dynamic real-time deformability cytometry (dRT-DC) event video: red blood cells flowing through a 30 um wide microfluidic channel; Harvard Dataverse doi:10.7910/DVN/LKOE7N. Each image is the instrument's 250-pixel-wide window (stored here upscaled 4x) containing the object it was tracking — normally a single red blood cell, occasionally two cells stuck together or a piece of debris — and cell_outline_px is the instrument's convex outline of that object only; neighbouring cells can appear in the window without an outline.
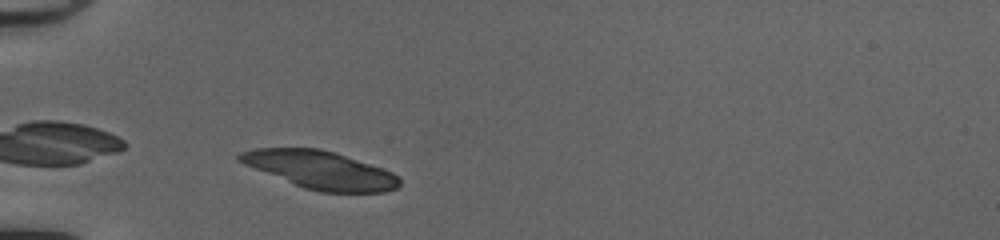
{"species": "common noctule bat (a hibernating species)", "species_latin": "Nyctalus noctula", "temperature_condition": "cold", "stored_images_in_passage": 36, "camera_frame_rate_fps": 3000, "um_per_image_px": 0.085, "animal": {"sex": "female", "body_mass_g": 20.0, "forearm_length_mm": 54.0}, "frame": {"image": 1, "passage_image": 2, "time_ms": 0.333, "image_size_px": [1000, 240], "cell_outline_px": [[400, 184], [396, 188], [384, 192], [320, 192], [304, 188], [244, 164], [236, 160], [236, 156], [240, 152], [256, 148], [320, 148], [392, 172], [400, 180]], "centroid_in_image_um": [27.18, 14.44], "position_along_channel_um": 57.8, "area_um2": 34.62}}